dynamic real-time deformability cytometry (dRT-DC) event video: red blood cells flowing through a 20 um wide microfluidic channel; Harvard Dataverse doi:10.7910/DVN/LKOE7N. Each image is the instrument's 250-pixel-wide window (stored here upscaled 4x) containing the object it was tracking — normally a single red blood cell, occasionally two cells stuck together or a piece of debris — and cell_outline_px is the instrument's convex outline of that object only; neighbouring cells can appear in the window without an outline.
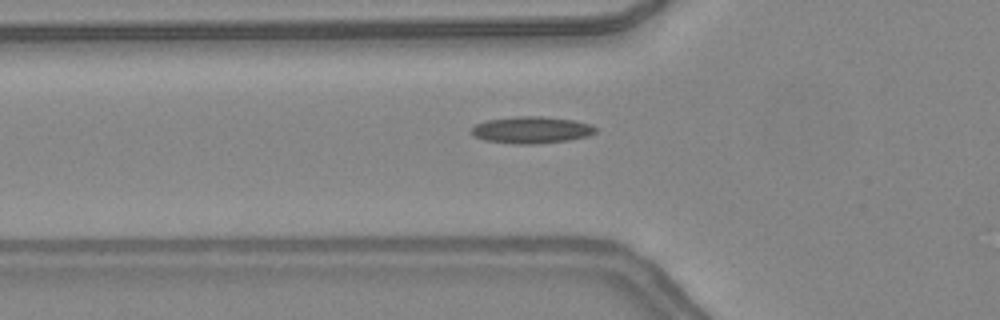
{"species": "common noctule bat (a hibernating species)", "species_latin": "Nyctalus noctula", "temperature_condition": "warm", "stored_images_in_passage": 44, "camera_frame_rate_fps": 3000, "um_per_image_px": 0.085, "animal": {"sex": "female", "body_mass_g": 24.6, "forearm_length_mm": 56.2}, "frame": {"image": 1, "passage_image": 13, "time_ms": 4.0, "image_size_px": [1000, 320], "cell_outline_px": [[596, 132], [588, 136], [568, 140], [532, 144], [516, 144], [484, 140], [472, 136], [472, 128], [476, 124], [488, 120], [516, 116], [540, 116], [572, 120], [588, 124], [596, 128]], "centroid_in_image_um": [45.14, 11.05], "position_along_channel_um": 80.7, "area_um2": 19.19}}
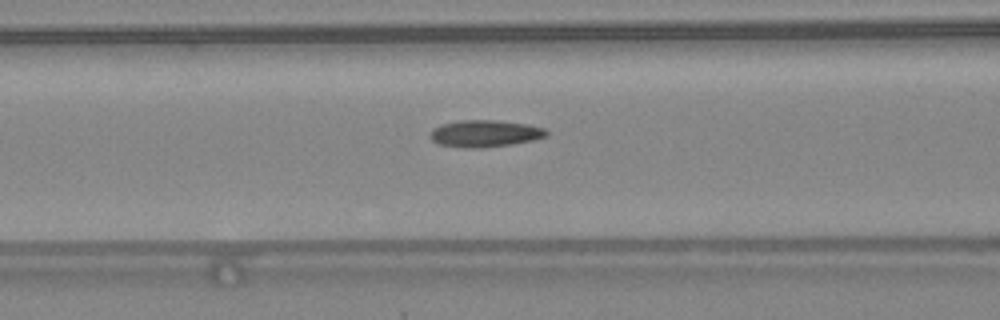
{"frame": {"image": 2, "passage_image": 16, "time_ms": 5.0, "image_size_px": [1000, 320], "cell_outline_px": [[548, 136], [532, 140], [508, 144], [480, 148], [464, 148], [436, 144], [428, 136], [432, 128], [440, 124], [460, 120], [496, 120], [528, 124], [544, 128], [548, 132]], "centroid_in_image_um": [41.16, 11.34], "position_along_channel_um": 125.4, "area_um2": 18.38}}
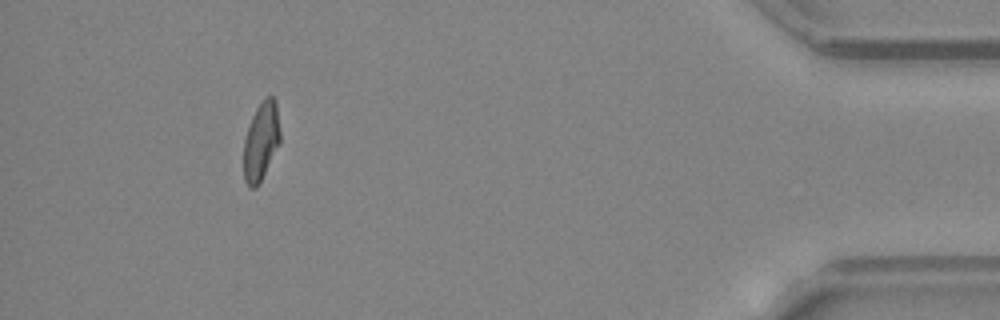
{"frame": {"image": 3, "passage_image": 40, "time_ms": 13.0, "image_size_px": [1000, 320], "cell_outline_px": [[280, 144], [260, 184], [256, 188], [248, 188], [244, 180], [244, 136], [252, 116], [256, 108], [264, 96], [272, 96], [276, 100], [280, 132]], "centroid_in_image_um": [22.19, 12.03], "position_along_channel_um": 413.0, "area_um2": 17.11}, "authors_computed_cell_mechanics": {"area_um2": 17.2244, "velocity_mm_per_s": 4.3684, "shape_relaxation_time_tau1_ms": null, "shape_relaxation_time_tau2_ms": 1.8894, "deformation_change_tau1": null, "deformation_change_tau2": 0.0959}}